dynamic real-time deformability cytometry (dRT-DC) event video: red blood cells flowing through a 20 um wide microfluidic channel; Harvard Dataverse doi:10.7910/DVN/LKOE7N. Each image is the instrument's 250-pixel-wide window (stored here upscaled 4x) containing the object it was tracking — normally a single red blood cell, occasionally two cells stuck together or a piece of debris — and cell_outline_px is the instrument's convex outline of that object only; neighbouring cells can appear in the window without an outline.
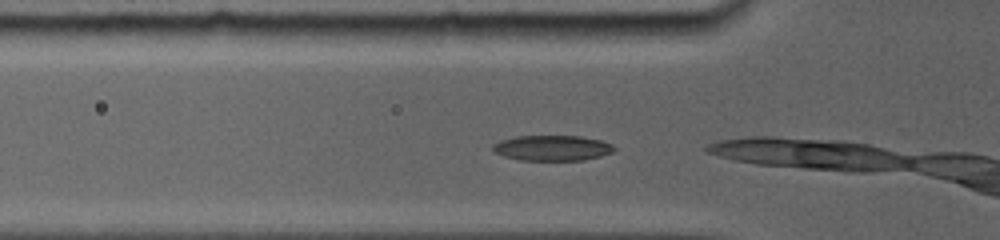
{"species": "common noctule bat (a hibernating species)", "species_latin": "Nyctalus noctula", "temperature_condition": "room temperature", "stored_images_in_passage": 9, "camera_frame_rate_fps": 5000, "um_per_image_px": 0.085, "animal": {"sex": "female", "body_mass_g": 19.0, "forearm_length_mm": 56.7}, "frame": {"image": 1, "passage_image": 2, "time_ms": 0.4, "image_size_px": [1000, 240], "cell_outline_px": [[616, 148], [612, 152], [600, 156], [584, 160], [520, 160], [504, 156], [492, 152], [492, 144], [500, 140], [516, 136], [580, 136], [600, 140], [612, 144]], "centroid_in_image_um": [46.91, 12.58], "position_along_channel_um": 78.9, "area_um2": 18.03}}
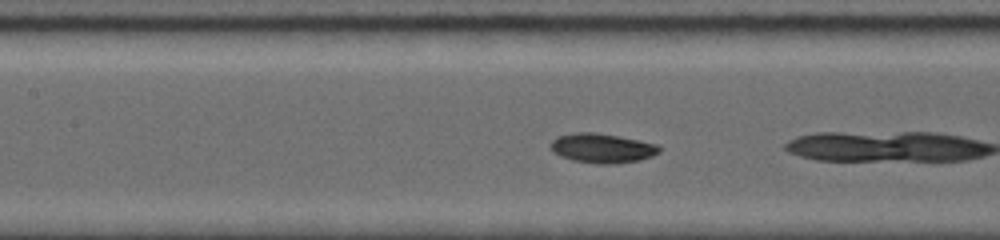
{"frame": {"image": 2, "passage_image": 7, "time_ms": 2.4, "image_size_px": [1000, 240], "cell_outline_px": [[660, 152], [652, 156], [640, 160], [616, 164], [596, 164], [572, 160], [560, 156], [552, 152], [548, 148], [548, 144], [556, 136], [576, 132], [596, 132], [620, 136], [640, 140], [656, 144], [660, 148]], "centroid_in_image_um": [51.13, 12.59], "position_along_channel_um": 156.3, "area_um2": 19.07}}